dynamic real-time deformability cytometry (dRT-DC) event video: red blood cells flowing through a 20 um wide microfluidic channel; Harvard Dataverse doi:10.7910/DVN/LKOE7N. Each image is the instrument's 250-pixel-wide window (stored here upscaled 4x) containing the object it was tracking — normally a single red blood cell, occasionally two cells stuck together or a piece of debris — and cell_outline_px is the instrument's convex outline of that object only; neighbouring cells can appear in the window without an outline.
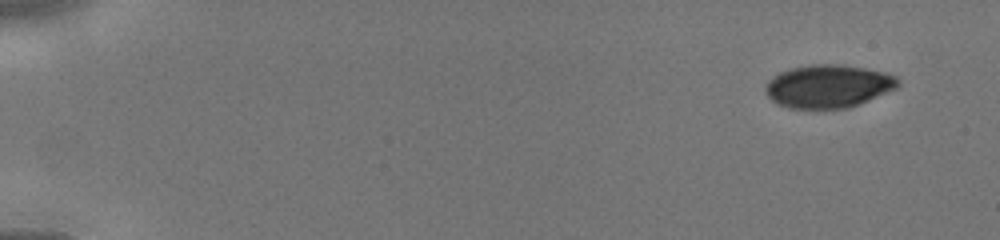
{"species": "human", "species_latin": "Homo sapiens", "temperature_condition": "cold", "stored_images_in_passage": 43, "camera_frame_rate_fps": 3000, "um_per_image_px": 0.085, "donor": {"sex": "male"}, "frame": {"image": 1, "passage_image": 1, "time_ms": 0.0, "image_size_px": [1000, 240], "cell_outline_px": [[900, 84], [896, 88], [848, 108], [788, 108], [772, 100], [764, 92], [764, 84], [772, 76], [780, 72], [792, 68], [812, 64], [840, 64], [864, 68], [884, 72], [896, 76], [900, 80]], "centroid_in_image_um": [70.37, 7.32], "position_along_channel_um": 14.6, "area_um2": 33.18}}
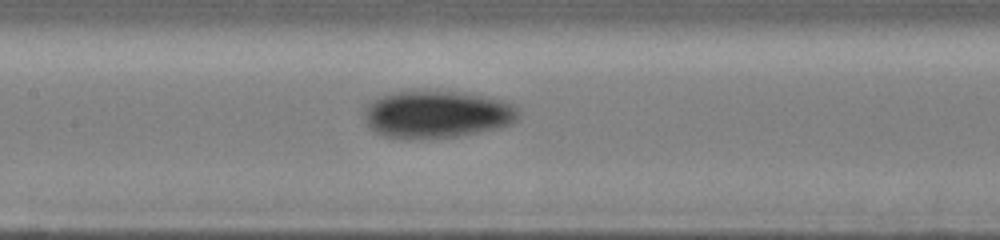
{"frame": {"image": 2, "passage_image": 21, "time_ms": 6.667, "image_size_px": [1000, 240], "cell_outline_px": [[520, 116], [512, 124], [496, 128], [456, 136], [384, 136], [368, 128], [364, 120], [364, 104], [368, 100], [392, 92], [416, 88], [464, 92], [504, 100], [520, 108]], "centroid_in_image_um": [37.11, 9.63], "position_along_channel_um": 170.3, "area_um2": 43.06}}
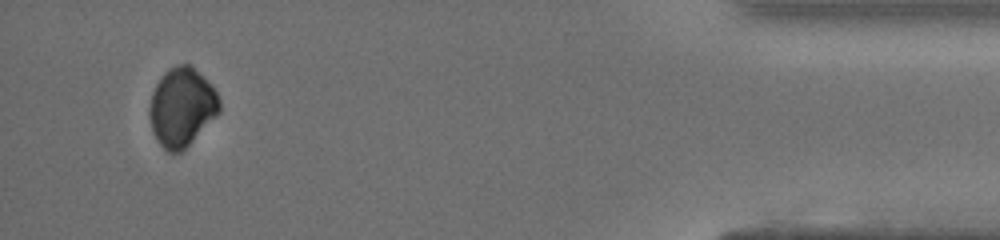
{"frame": {"image": 3, "passage_image": 41, "time_ms": 13.333, "image_size_px": [1000, 240], "cell_outline_px": [[220, 112], [180, 152], [168, 152], [156, 140], [152, 132], [148, 116], [148, 108], [152, 92], [156, 84], [164, 72], [168, 68], [176, 64], [188, 64], [216, 92], [220, 100]], "centroid_in_image_um": [15.39, 9.12], "position_along_channel_um": 419.8, "area_um2": 31.62}}